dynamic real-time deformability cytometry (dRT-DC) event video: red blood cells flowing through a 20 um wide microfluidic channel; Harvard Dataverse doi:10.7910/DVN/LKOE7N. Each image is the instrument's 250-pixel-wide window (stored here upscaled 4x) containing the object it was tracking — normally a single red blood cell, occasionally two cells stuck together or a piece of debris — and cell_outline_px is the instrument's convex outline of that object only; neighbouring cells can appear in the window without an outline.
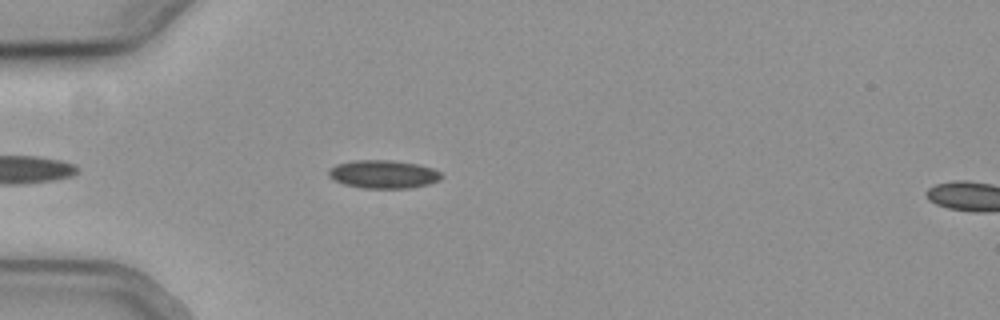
{"species": "common noctule bat (a hibernating species)", "species_latin": "Nyctalus noctula", "temperature_condition": "cold", "stored_images_in_passage": 41, "camera_frame_rate_fps": 3000, "um_per_image_px": 0.085, "animal": {"sex": "female", "body_mass_g": 19.3, "forearm_length_mm": 54.1}, "frame": {"image": 1, "passage_image": 2, "time_ms": 0.333, "image_size_px": [1000, 320], "cell_outline_px": [[444, 176], [440, 180], [428, 184], [412, 188], [360, 188], [344, 184], [328, 176], [328, 172], [336, 164], [356, 160], [392, 160], [420, 164], [432, 168], [440, 172]], "centroid_in_image_um": [32.63, 14.81], "position_along_channel_um": 52.4, "area_um2": 18.61}}
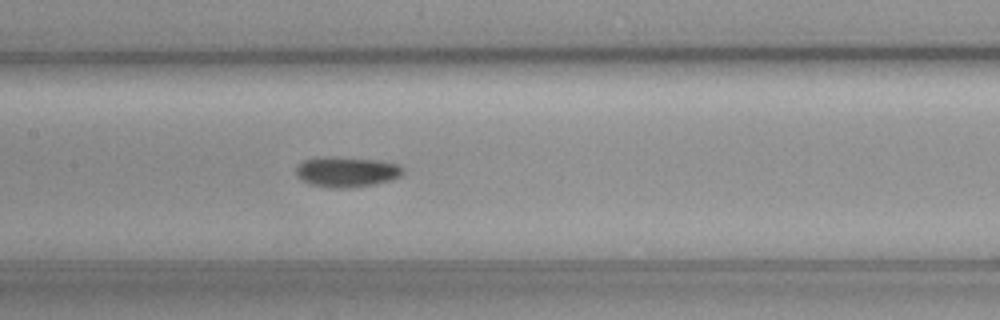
{"frame": {"image": 2, "passage_image": 13, "time_ms": 4.0, "image_size_px": [1000, 320], "cell_outline_px": [[404, 172], [400, 176], [388, 180], [372, 184], [348, 188], [332, 188], [308, 184], [300, 180], [296, 176], [296, 168], [304, 160], [376, 160], [396, 164], [404, 168]], "centroid_in_image_um": [29.46, 14.68], "position_along_channel_um": 177.9, "area_um2": 17.69}}
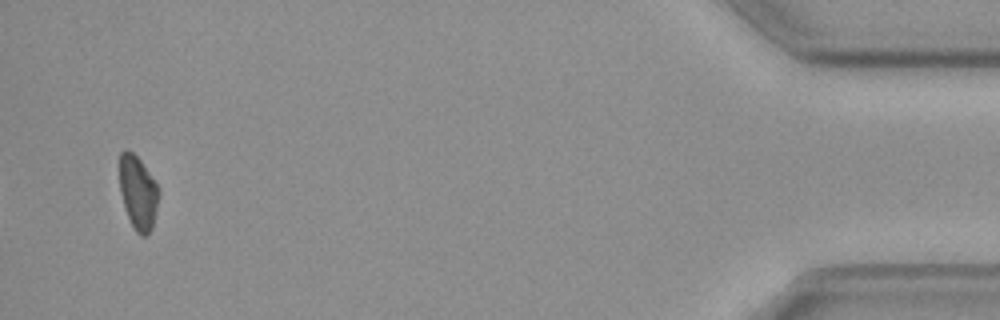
{"frame": {"image": 3, "passage_image": 39, "time_ms": 12.667, "image_size_px": [1000, 320], "cell_outline_px": [[160, 192], [152, 228], [148, 236], [140, 236], [136, 232], [124, 208], [120, 192], [120, 152], [124, 148], [132, 152], [140, 160], [160, 188]], "centroid_in_image_um": [11.74, 16.38], "position_along_channel_um": 423.5, "area_um2": 16.94}, "authors_computed_cell_mechanics": {"area_um2": 17.7446, "velocity_mm_per_s": 3.7862, "shape_relaxation_time_tau1_ms": 6.3866, "shape_relaxation_time_tau2_ms": null, "deformation_change_tau1": 0.1186, "deformation_change_tau2": null}}